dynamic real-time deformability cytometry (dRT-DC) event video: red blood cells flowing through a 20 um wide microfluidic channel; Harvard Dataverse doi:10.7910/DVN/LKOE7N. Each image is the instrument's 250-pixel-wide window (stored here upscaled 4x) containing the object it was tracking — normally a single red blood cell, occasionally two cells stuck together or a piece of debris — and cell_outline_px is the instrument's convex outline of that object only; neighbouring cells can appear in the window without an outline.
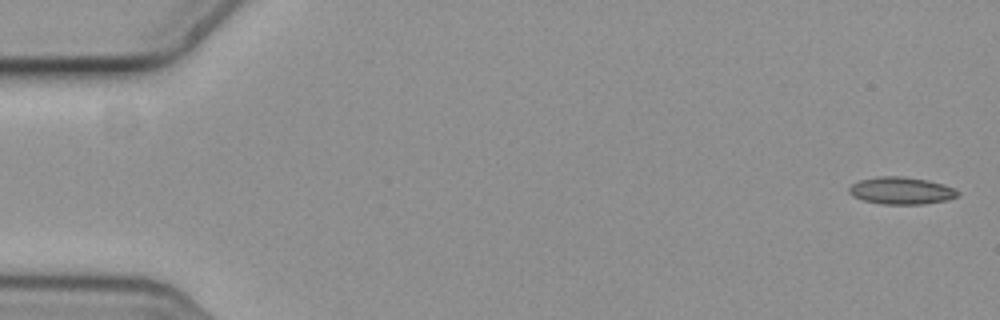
{"species": "common noctule bat (a hibernating species)", "species_latin": "Nyctalus noctula", "temperature_condition": "cold", "stored_images_in_passage": 5, "camera_frame_rate_fps": 3000, "um_per_image_px": 0.085, "animal": {"sex": "female", "body_mass_g": 19.3, "forearm_length_mm": 54.1}, "frame": {"image": 1, "passage_image": 1, "time_ms": 0.0, "image_size_px": [1000, 320], "cell_outline_px": [[960, 192], [956, 196], [948, 200], [920, 204], [880, 204], [864, 200], [852, 196], [848, 192], [848, 188], [852, 184], [860, 180], [880, 176], [904, 176], [928, 180], [944, 184]], "centroid_in_image_um": [76.59, 16.2], "position_along_channel_um": 8.4, "area_um2": 17.22}}